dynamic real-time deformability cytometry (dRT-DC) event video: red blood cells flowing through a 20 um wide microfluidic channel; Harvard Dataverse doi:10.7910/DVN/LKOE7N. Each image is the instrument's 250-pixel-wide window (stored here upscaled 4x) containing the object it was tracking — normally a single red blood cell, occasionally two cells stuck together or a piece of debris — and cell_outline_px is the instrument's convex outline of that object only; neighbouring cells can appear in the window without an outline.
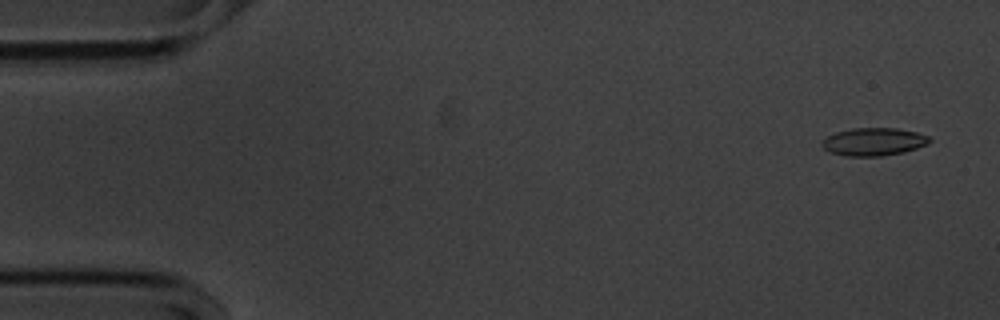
{"species": "common noctule bat (a hibernating species)", "species_latin": "Nyctalus noctula", "temperature_condition": "cold", "stored_images_in_passage": 56, "camera_frame_rate_fps": 3000, "um_per_image_px": 0.085, "animal": {"sex": "male", "body_mass_g": 20.1, "forearm_length_mm": 53.5}, "frame": {"image": 1, "passage_image": 3, "time_ms": 0.667, "image_size_px": [1000, 320], "cell_outline_px": [[932, 140], [928, 144], [904, 152], [880, 156], [844, 156], [832, 152], [824, 148], [820, 144], [828, 136], [836, 132], [852, 128], [896, 128], [916, 132], [928, 136]], "centroid_in_image_um": [74.28, 12.04], "position_along_channel_um": 10.7, "area_um2": 17.34}}
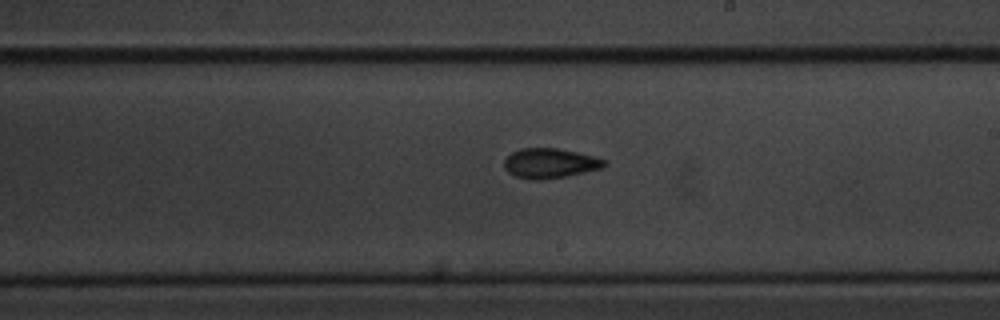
{"frame": {"image": 2, "passage_image": 32, "time_ms": 10.333, "image_size_px": [1000, 320], "cell_outline_px": [[608, 164], [604, 168], [544, 180], [528, 180], [516, 176], [508, 172], [504, 168], [504, 160], [512, 152], [520, 148], [556, 148], [576, 152], [592, 156], [604, 160]], "centroid_in_image_um": [46.72, 13.88], "position_along_channel_um": 242.3, "area_um2": 17.4}}
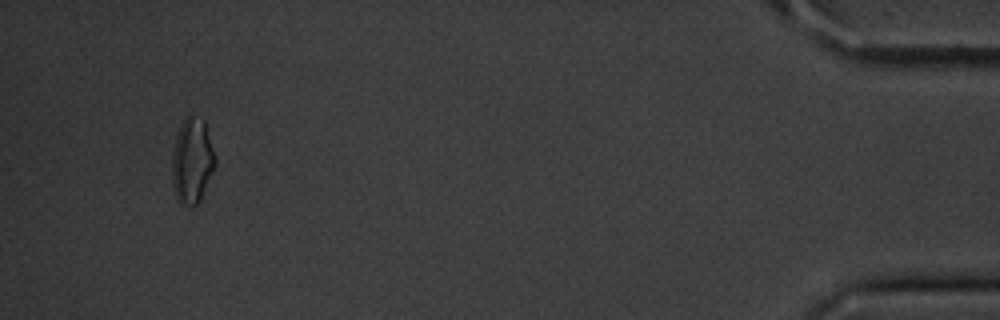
{"frame": {"image": 3, "passage_image": 53, "time_ms": 17.333, "image_size_px": [1000, 320], "cell_outline_px": [[216, 164], [200, 200], [196, 204], [180, 204], [176, 200], [172, 184], [172, 156], [176, 132], [184, 116], [188, 116], [204, 120], [216, 156]], "centroid_in_image_um": [16.31, 13.66], "position_along_channel_um": 418.9, "area_um2": 21.56}, "authors_computed_cell_mechanics": {"area_um2": 17.2822, "velocity_mm_per_s": 3.5846, "shape_relaxation_time_tau1_ms": 7.0968, "shape_relaxation_time_tau2_ms": 3.2716, "deformation_change_tau1": 0.1603, "deformation_change_tau2": 0.0962}}